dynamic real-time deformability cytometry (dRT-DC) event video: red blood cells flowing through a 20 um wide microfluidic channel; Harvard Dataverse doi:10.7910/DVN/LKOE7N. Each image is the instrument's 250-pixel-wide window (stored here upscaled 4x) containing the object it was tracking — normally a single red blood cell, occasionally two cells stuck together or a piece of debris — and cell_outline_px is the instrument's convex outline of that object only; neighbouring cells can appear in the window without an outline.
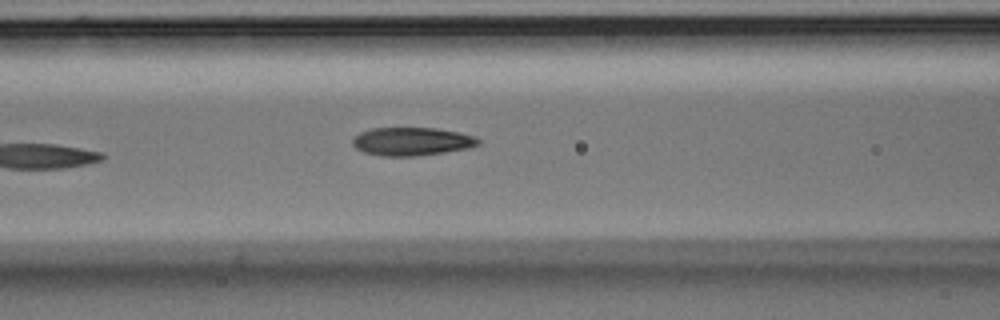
{"species": "Egyptian fruit bat (a non-hibernating species)", "species_latin": "Rousettus aegyptiacus", "temperature_condition": "room temperature", "stored_images_in_passage": 7, "camera_frame_rate_fps": 3000, "um_per_image_px": 0.085, "animal": {"sex": "male"}, "frame": {"image": 1, "passage_image": 7, "time_ms": 2.0, "image_size_px": [1000, 320], "cell_outline_px": [[480, 144], [472, 148], [416, 156], [380, 156], [364, 152], [356, 148], [352, 144], [352, 140], [360, 132], [372, 128], [436, 128], [460, 132], [476, 136], [480, 140]], "centroid_in_image_um": [35.05, 12.02], "position_along_channel_um": 131.6, "area_um2": 20.87}}